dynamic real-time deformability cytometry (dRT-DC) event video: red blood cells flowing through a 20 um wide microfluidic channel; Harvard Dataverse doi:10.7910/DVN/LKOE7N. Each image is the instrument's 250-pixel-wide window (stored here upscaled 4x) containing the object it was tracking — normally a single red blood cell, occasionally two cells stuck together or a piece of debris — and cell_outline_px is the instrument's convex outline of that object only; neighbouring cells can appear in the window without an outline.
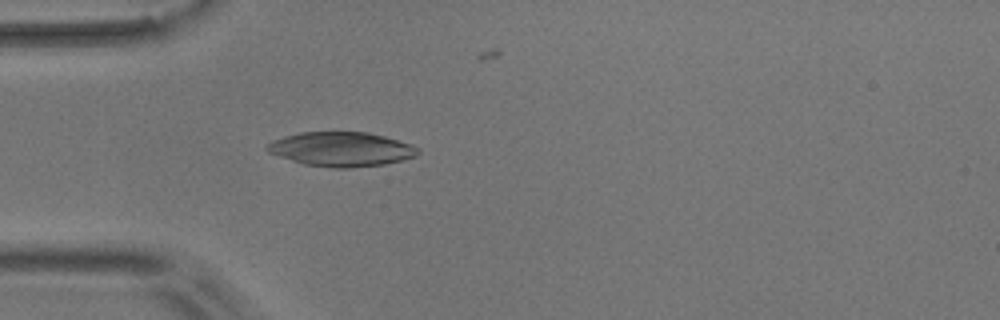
{"species": "common noctule bat (a hibernating species)", "species_latin": "Nyctalus noctula", "temperature_condition": "room temperature", "stored_images_in_passage": 5, "camera_frame_rate_fps": 3000, "um_per_image_px": 0.085, "animal": {"sex": "male", "body_mass_g": 17.9}, "frame": {"image": 1, "passage_image": 5, "time_ms": 4.667, "image_size_px": [1000, 320], "cell_outline_px": [[420, 152], [416, 156], [384, 164], [348, 168], [332, 168], [304, 164], [268, 152], [264, 148], [272, 140], [284, 136], [300, 132], [368, 132], [384, 136], [412, 144], [420, 148]], "centroid_in_image_um": [29.02, 12.67], "position_along_channel_um": 56.0, "area_um2": 30.17}}